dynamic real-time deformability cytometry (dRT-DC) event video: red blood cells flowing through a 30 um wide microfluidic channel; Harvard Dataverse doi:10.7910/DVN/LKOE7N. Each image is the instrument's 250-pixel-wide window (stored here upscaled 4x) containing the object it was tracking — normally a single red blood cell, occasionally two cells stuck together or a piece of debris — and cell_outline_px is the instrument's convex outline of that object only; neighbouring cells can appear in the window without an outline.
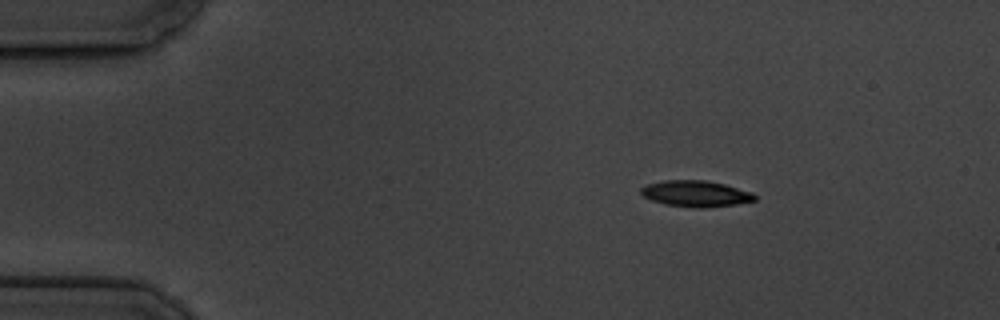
{"species": "common noctule bat (a hibernating species)", "species_latin": "Nyctalus noctula", "temperature_condition": "cold", "stored_images_in_passage": 8, "camera_frame_rate_fps": 3000, "um_per_image_px": 0.085, "animal": {"sex": "male", "body_mass_g": 19.5, "forearm_length_mm": 54.6}, "frame": {"image": 1, "passage_image": 2, "time_ms": 1.0, "image_size_px": [1000, 320], "cell_outline_px": [[756, 200], [736, 204], [704, 208], [696, 208], [664, 204], [652, 200], [644, 196], [640, 192], [640, 188], [648, 184], [664, 180], [704, 180], [724, 184], [752, 192], [756, 196]], "centroid_in_image_um": [59.14, 16.46], "position_along_channel_um": 25.9, "area_um2": 17.28}}
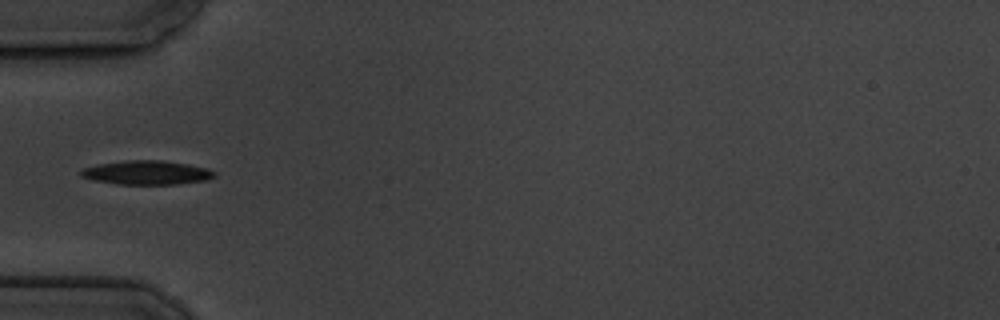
{"frame": {"image": 2, "passage_image": 5, "time_ms": 4.333, "image_size_px": [1000, 320], "cell_outline_px": [[216, 176], [204, 180], [176, 184], [116, 184], [92, 180], [80, 176], [80, 168], [96, 164], [128, 160], [160, 160], [188, 164], [208, 168], [216, 172]], "centroid_in_image_um": [12.42, 14.66], "position_along_channel_um": 72.6, "area_um2": 18.79}}
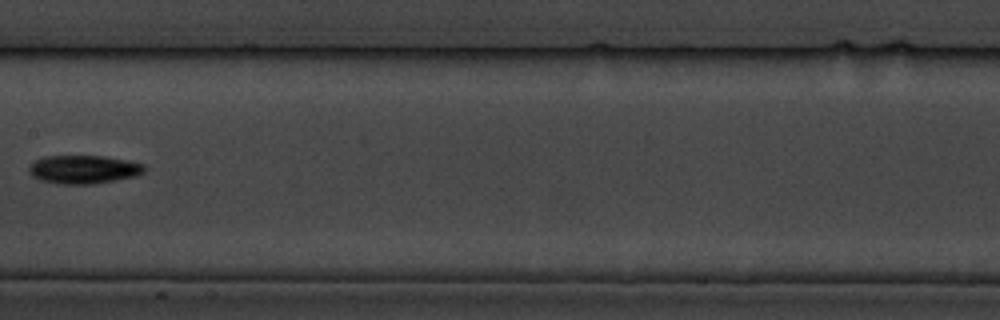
{"frame": {"image": 3, "passage_image": 8, "time_ms": 8.0, "image_size_px": [1000, 320], "cell_outline_px": [[148, 168], [144, 172], [136, 176], [116, 180], [92, 184], [60, 184], [40, 180], [32, 176], [28, 168], [36, 160], [44, 156], [104, 156], [128, 160], [144, 164]], "centroid_in_image_um": [7.15, 14.4], "position_along_channel_um": 200.2, "area_um2": 19.19}}